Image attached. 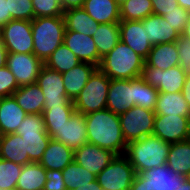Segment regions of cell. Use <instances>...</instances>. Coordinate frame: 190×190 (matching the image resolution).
Returning <instances> with one entry per match:
<instances>
[{
  "label": "cell",
  "mask_w": 190,
  "mask_h": 190,
  "mask_svg": "<svg viewBox=\"0 0 190 190\" xmlns=\"http://www.w3.org/2000/svg\"><path fill=\"white\" fill-rule=\"evenodd\" d=\"M87 142L109 150L115 155L125 153L127 143L123 137L119 116L107 108L85 115Z\"/></svg>",
  "instance_id": "6da1fadb"
},
{
  "label": "cell",
  "mask_w": 190,
  "mask_h": 190,
  "mask_svg": "<svg viewBox=\"0 0 190 190\" xmlns=\"http://www.w3.org/2000/svg\"><path fill=\"white\" fill-rule=\"evenodd\" d=\"M171 143L165 142L155 135L127 143L124 155L130 161L136 174L144 170L165 165Z\"/></svg>",
  "instance_id": "7a4b0ae2"
},
{
  "label": "cell",
  "mask_w": 190,
  "mask_h": 190,
  "mask_svg": "<svg viewBox=\"0 0 190 190\" xmlns=\"http://www.w3.org/2000/svg\"><path fill=\"white\" fill-rule=\"evenodd\" d=\"M145 59L121 40L104 57L98 68L110 79H135L140 77Z\"/></svg>",
  "instance_id": "3957f363"
},
{
  "label": "cell",
  "mask_w": 190,
  "mask_h": 190,
  "mask_svg": "<svg viewBox=\"0 0 190 190\" xmlns=\"http://www.w3.org/2000/svg\"><path fill=\"white\" fill-rule=\"evenodd\" d=\"M31 28L33 54L45 62L54 50L63 44L66 29L64 16L34 18Z\"/></svg>",
  "instance_id": "277c9868"
},
{
  "label": "cell",
  "mask_w": 190,
  "mask_h": 190,
  "mask_svg": "<svg viewBox=\"0 0 190 190\" xmlns=\"http://www.w3.org/2000/svg\"><path fill=\"white\" fill-rule=\"evenodd\" d=\"M110 78L97 68L73 100L75 111L83 115L103 110L107 105Z\"/></svg>",
  "instance_id": "5b68a950"
},
{
  "label": "cell",
  "mask_w": 190,
  "mask_h": 190,
  "mask_svg": "<svg viewBox=\"0 0 190 190\" xmlns=\"http://www.w3.org/2000/svg\"><path fill=\"white\" fill-rule=\"evenodd\" d=\"M24 140L25 154L39 163L51 137L46 131L43 114H27L16 131Z\"/></svg>",
  "instance_id": "8992f818"
},
{
  "label": "cell",
  "mask_w": 190,
  "mask_h": 190,
  "mask_svg": "<svg viewBox=\"0 0 190 190\" xmlns=\"http://www.w3.org/2000/svg\"><path fill=\"white\" fill-rule=\"evenodd\" d=\"M185 180L165 164L136 174L130 190H180Z\"/></svg>",
  "instance_id": "52a82bcc"
},
{
  "label": "cell",
  "mask_w": 190,
  "mask_h": 190,
  "mask_svg": "<svg viewBox=\"0 0 190 190\" xmlns=\"http://www.w3.org/2000/svg\"><path fill=\"white\" fill-rule=\"evenodd\" d=\"M155 116L154 110H148L137 105L128 108L119 115L126 143L152 135Z\"/></svg>",
  "instance_id": "ba28073f"
},
{
  "label": "cell",
  "mask_w": 190,
  "mask_h": 190,
  "mask_svg": "<svg viewBox=\"0 0 190 190\" xmlns=\"http://www.w3.org/2000/svg\"><path fill=\"white\" fill-rule=\"evenodd\" d=\"M135 175L130 161L122 154L115 155L96 180L103 190H130Z\"/></svg>",
  "instance_id": "9c48e42d"
},
{
  "label": "cell",
  "mask_w": 190,
  "mask_h": 190,
  "mask_svg": "<svg viewBox=\"0 0 190 190\" xmlns=\"http://www.w3.org/2000/svg\"><path fill=\"white\" fill-rule=\"evenodd\" d=\"M1 41L8 53H33L31 21L10 20L1 27Z\"/></svg>",
  "instance_id": "30bf717a"
},
{
  "label": "cell",
  "mask_w": 190,
  "mask_h": 190,
  "mask_svg": "<svg viewBox=\"0 0 190 190\" xmlns=\"http://www.w3.org/2000/svg\"><path fill=\"white\" fill-rule=\"evenodd\" d=\"M52 140L61 142L73 152L87 143V125L85 115L74 111L71 117L58 128H46Z\"/></svg>",
  "instance_id": "8fae6325"
},
{
  "label": "cell",
  "mask_w": 190,
  "mask_h": 190,
  "mask_svg": "<svg viewBox=\"0 0 190 190\" xmlns=\"http://www.w3.org/2000/svg\"><path fill=\"white\" fill-rule=\"evenodd\" d=\"M186 77L187 72L180 66H174L166 70L144 67L140 75L144 82L163 93L182 92Z\"/></svg>",
  "instance_id": "7c38bea8"
},
{
  "label": "cell",
  "mask_w": 190,
  "mask_h": 190,
  "mask_svg": "<svg viewBox=\"0 0 190 190\" xmlns=\"http://www.w3.org/2000/svg\"><path fill=\"white\" fill-rule=\"evenodd\" d=\"M36 83L44 94V107L74 105L73 101L66 95L62 73L49 69L44 65Z\"/></svg>",
  "instance_id": "4fadbf2b"
},
{
  "label": "cell",
  "mask_w": 190,
  "mask_h": 190,
  "mask_svg": "<svg viewBox=\"0 0 190 190\" xmlns=\"http://www.w3.org/2000/svg\"><path fill=\"white\" fill-rule=\"evenodd\" d=\"M6 66L21 87L36 83L44 62L33 53H8Z\"/></svg>",
  "instance_id": "5bb4252c"
},
{
  "label": "cell",
  "mask_w": 190,
  "mask_h": 190,
  "mask_svg": "<svg viewBox=\"0 0 190 190\" xmlns=\"http://www.w3.org/2000/svg\"><path fill=\"white\" fill-rule=\"evenodd\" d=\"M153 135L168 143L190 139V116L156 115Z\"/></svg>",
  "instance_id": "9a60e30c"
},
{
  "label": "cell",
  "mask_w": 190,
  "mask_h": 190,
  "mask_svg": "<svg viewBox=\"0 0 190 190\" xmlns=\"http://www.w3.org/2000/svg\"><path fill=\"white\" fill-rule=\"evenodd\" d=\"M135 106L134 79H110L106 108L116 115Z\"/></svg>",
  "instance_id": "2e32d148"
},
{
  "label": "cell",
  "mask_w": 190,
  "mask_h": 190,
  "mask_svg": "<svg viewBox=\"0 0 190 190\" xmlns=\"http://www.w3.org/2000/svg\"><path fill=\"white\" fill-rule=\"evenodd\" d=\"M115 157L109 150L86 143L74 151V161L96 176L103 171Z\"/></svg>",
  "instance_id": "e0dca14e"
},
{
  "label": "cell",
  "mask_w": 190,
  "mask_h": 190,
  "mask_svg": "<svg viewBox=\"0 0 190 190\" xmlns=\"http://www.w3.org/2000/svg\"><path fill=\"white\" fill-rule=\"evenodd\" d=\"M119 28L120 40L146 59L152 48L147 39L146 26H143L141 21L121 20Z\"/></svg>",
  "instance_id": "ac0fdd59"
},
{
  "label": "cell",
  "mask_w": 190,
  "mask_h": 190,
  "mask_svg": "<svg viewBox=\"0 0 190 190\" xmlns=\"http://www.w3.org/2000/svg\"><path fill=\"white\" fill-rule=\"evenodd\" d=\"M63 43L81 60L99 66L101 59L90 35L65 30Z\"/></svg>",
  "instance_id": "d6986e66"
},
{
  "label": "cell",
  "mask_w": 190,
  "mask_h": 190,
  "mask_svg": "<svg viewBox=\"0 0 190 190\" xmlns=\"http://www.w3.org/2000/svg\"><path fill=\"white\" fill-rule=\"evenodd\" d=\"M141 22L143 26H146L147 39L152 46L175 42L180 36L163 16L150 14Z\"/></svg>",
  "instance_id": "ffe728a7"
},
{
  "label": "cell",
  "mask_w": 190,
  "mask_h": 190,
  "mask_svg": "<svg viewBox=\"0 0 190 190\" xmlns=\"http://www.w3.org/2000/svg\"><path fill=\"white\" fill-rule=\"evenodd\" d=\"M97 68L98 66L92 63L81 62L74 66L71 70L62 73L66 95L72 101L81 92Z\"/></svg>",
  "instance_id": "44dd1931"
},
{
  "label": "cell",
  "mask_w": 190,
  "mask_h": 190,
  "mask_svg": "<svg viewBox=\"0 0 190 190\" xmlns=\"http://www.w3.org/2000/svg\"><path fill=\"white\" fill-rule=\"evenodd\" d=\"M27 113L13 96L0 98V125L3 135L16 133Z\"/></svg>",
  "instance_id": "7402d4cb"
},
{
  "label": "cell",
  "mask_w": 190,
  "mask_h": 190,
  "mask_svg": "<svg viewBox=\"0 0 190 190\" xmlns=\"http://www.w3.org/2000/svg\"><path fill=\"white\" fill-rule=\"evenodd\" d=\"M73 157L74 152L69 147L61 142L51 139L39 164L46 170L62 171L74 160Z\"/></svg>",
  "instance_id": "603a6c76"
},
{
  "label": "cell",
  "mask_w": 190,
  "mask_h": 190,
  "mask_svg": "<svg viewBox=\"0 0 190 190\" xmlns=\"http://www.w3.org/2000/svg\"><path fill=\"white\" fill-rule=\"evenodd\" d=\"M12 96L27 114H43L45 99L37 83L19 87Z\"/></svg>",
  "instance_id": "cb8c5ba5"
},
{
  "label": "cell",
  "mask_w": 190,
  "mask_h": 190,
  "mask_svg": "<svg viewBox=\"0 0 190 190\" xmlns=\"http://www.w3.org/2000/svg\"><path fill=\"white\" fill-rule=\"evenodd\" d=\"M179 66L178 50L175 42L153 45L144 67H155L162 70Z\"/></svg>",
  "instance_id": "d4e9b609"
},
{
  "label": "cell",
  "mask_w": 190,
  "mask_h": 190,
  "mask_svg": "<svg viewBox=\"0 0 190 190\" xmlns=\"http://www.w3.org/2000/svg\"><path fill=\"white\" fill-rule=\"evenodd\" d=\"M84 10L99 24L120 22V6L115 0H85Z\"/></svg>",
  "instance_id": "484cf974"
},
{
  "label": "cell",
  "mask_w": 190,
  "mask_h": 190,
  "mask_svg": "<svg viewBox=\"0 0 190 190\" xmlns=\"http://www.w3.org/2000/svg\"><path fill=\"white\" fill-rule=\"evenodd\" d=\"M154 112L156 115L190 116V107L182 92H159Z\"/></svg>",
  "instance_id": "4316f807"
},
{
  "label": "cell",
  "mask_w": 190,
  "mask_h": 190,
  "mask_svg": "<svg viewBox=\"0 0 190 190\" xmlns=\"http://www.w3.org/2000/svg\"><path fill=\"white\" fill-rule=\"evenodd\" d=\"M0 158L24 166L32 163L25 154L24 140L17 133L3 135L0 138Z\"/></svg>",
  "instance_id": "83f0119b"
},
{
  "label": "cell",
  "mask_w": 190,
  "mask_h": 190,
  "mask_svg": "<svg viewBox=\"0 0 190 190\" xmlns=\"http://www.w3.org/2000/svg\"><path fill=\"white\" fill-rule=\"evenodd\" d=\"M63 16L66 27L65 30L93 36L99 25L83 7L66 9L64 10Z\"/></svg>",
  "instance_id": "f1b7e54d"
},
{
  "label": "cell",
  "mask_w": 190,
  "mask_h": 190,
  "mask_svg": "<svg viewBox=\"0 0 190 190\" xmlns=\"http://www.w3.org/2000/svg\"><path fill=\"white\" fill-rule=\"evenodd\" d=\"M92 37L101 59L120 41L119 22L99 24Z\"/></svg>",
  "instance_id": "f546056e"
},
{
  "label": "cell",
  "mask_w": 190,
  "mask_h": 190,
  "mask_svg": "<svg viewBox=\"0 0 190 190\" xmlns=\"http://www.w3.org/2000/svg\"><path fill=\"white\" fill-rule=\"evenodd\" d=\"M46 169L39 163H29L22 167L16 190H43L46 183Z\"/></svg>",
  "instance_id": "4dcf8cb0"
},
{
  "label": "cell",
  "mask_w": 190,
  "mask_h": 190,
  "mask_svg": "<svg viewBox=\"0 0 190 190\" xmlns=\"http://www.w3.org/2000/svg\"><path fill=\"white\" fill-rule=\"evenodd\" d=\"M166 164L175 172L186 176L190 171V139L171 143Z\"/></svg>",
  "instance_id": "1f68e13d"
},
{
  "label": "cell",
  "mask_w": 190,
  "mask_h": 190,
  "mask_svg": "<svg viewBox=\"0 0 190 190\" xmlns=\"http://www.w3.org/2000/svg\"><path fill=\"white\" fill-rule=\"evenodd\" d=\"M79 63L81 60L63 43L46 59L44 65L59 73H65Z\"/></svg>",
  "instance_id": "d6a6232c"
},
{
  "label": "cell",
  "mask_w": 190,
  "mask_h": 190,
  "mask_svg": "<svg viewBox=\"0 0 190 190\" xmlns=\"http://www.w3.org/2000/svg\"><path fill=\"white\" fill-rule=\"evenodd\" d=\"M62 176L67 190H75L90 185L97 177L95 174L88 172L77 164L74 160L62 170Z\"/></svg>",
  "instance_id": "836d02e7"
},
{
  "label": "cell",
  "mask_w": 190,
  "mask_h": 190,
  "mask_svg": "<svg viewBox=\"0 0 190 190\" xmlns=\"http://www.w3.org/2000/svg\"><path fill=\"white\" fill-rule=\"evenodd\" d=\"M153 14L151 0H128L120 6V20L141 21Z\"/></svg>",
  "instance_id": "e575fe53"
},
{
  "label": "cell",
  "mask_w": 190,
  "mask_h": 190,
  "mask_svg": "<svg viewBox=\"0 0 190 190\" xmlns=\"http://www.w3.org/2000/svg\"><path fill=\"white\" fill-rule=\"evenodd\" d=\"M159 91L144 82L140 77L134 79L135 105L154 110Z\"/></svg>",
  "instance_id": "d590c367"
},
{
  "label": "cell",
  "mask_w": 190,
  "mask_h": 190,
  "mask_svg": "<svg viewBox=\"0 0 190 190\" xmlns=\"http://www.w3.org/2000/svg\"><path fill=\"white\" fill-rule=\"evenodd\" d=\"M75 111L74 105L44 107L43 117L45 128H58L68 120Z\"/></svg>",
  "instance_id": "8d00e7d4"
},
{
  "label": "cell",
  "mask_w": 190,
  "mask_h": 190,
  "mask_svg": "<svg viewBox=\"0 0 190 190\" xmlns=\"http://www.w3.org/2000/svg\"><path fill=\"white\" fill-rule=\"evenodd\" d=\"M22 167L20 164L0 158V188L16 190Z\"/></svg>",
  "instance_id": "74e56055"
},
{
  "label": "cell",
  "mask_w": 190,
  "mask_h": 190,
  "mask_svg": "<svg viewBox=\"0 0 190 190\" xmlns=\"http://www.w3.org/2000/svg\"><path fill=\"white\" fill-rule=\"evenodd\" d=\"M34 17L63 16L60 0H32Z\"/></svg>",
  "instance_id": "f35d334b"
},
{
  "label": "cell",
  "mask_w": 190,
  "mask_h": 190,
  "mask_svg": "<svg viewBox=\"0 0 190 190\" xmlns=\"http://www.w3.org/2000/svg\"><path fill=\"white\" fill-rule=\"evenodd\" d=\"M9 12L13 20H29L34 17L32 0H7Z\"/></svg>",
  "instance_id": "ab89813d"
},
{
  "label": "cell",
  "mask_w": 190,
  "mask_h": 190,
  "mask_svg": "<svg viewBox=\"0 0 190 190\" xmlns=\"http://www.w3.org/2000/svg\"><path fill=\"white\" fill-rule=\"evenodd\" d=\"M163 18L169 22L173 29L182 35L184 28L190 19V11L178 6L176 7V10H172L171 12H167L166 15H163Z\"/></svg>",
  "instance_id": "60d3db41"
},
{
  "label": "cell",
  "mask_w": 190,
  "mask_h": 190,
  "mask_svg": "<svg viewBox=\"0 0 190 190\" xmlns=\"http://www.w3.org/2000/svg\"><path fill=\"white\" fill-rule=\"evenodd\" d=\"M20 86L7 66L0 68V98L12 96Z\"/></svg>",
  "instance_id": "b9f144b4"
},
{
  "label": "cell",
  "mask_w": 190,
  "mask_h": 190,
  "mask_svg": "<svg viewBox=\"0 0 190 190\" xmlns=\"http://www.w3.org/2000/svg\"><path fill=\"white\" fill-rule=\"evenodd\" d=\"M175 44L178 50L179 66L185 72H188L190 64V38L180 35L175 40Z\"/></svg>",
  "instance_id": "7bdbcfd3"
},
{
  "label": "cell",
  "mask_w": 190,
  "mask_h": 190,
  "mask_svg": "<svg viewBox=\"0 0 190 190\" xmlns=\"http://www.w3.org/2000/svg\"><path fill=\"white\" fill-rule=\"evenodd\" d=\"M46 180L43 190H67L62 171L46 170Z\"/></svg>",
  "instance_id": "ee69618b"
},
{
  "label": "cell",
  "mask_w": 190,
  "mask_h": 190,
  "mask_svg": "<svg viewBox=\"0 0 190 190\" xmlns=\"http://www.w3.org/2000/svg\"><path fill=\"white\" fill-rule=\"evenodd\" d=\"M153 7V14L156 15H166L167 12L176 10L179 6L178 0H151Z\"/></svg>",
  "instance_id": "f6af8a7d"
},
{
  "label": "cell",
  "mask_w": 190,
  "mask_h": 190,
  "mask_svg": "<svg viewBox=\"0 0 190 190\" xmlns=\"http://www.w3.org/2000/svg\"><path fill=\"white\" fill-rule=\"evenodd\" d=\"M11 18L7 0H0V27L6 25Z\"/></svg>",
  "instance_id": "bcb514c9"
},
{
  "label": "cell",
  "mask_w": 190,
  "mask_h": 190,
  "mask_svg": "<svg viewBox=\"0 0 190 190\" xmlns=\"http://www.w3.org/2000/svg\"><path fill=\"white\" fill-rule=\"evenodd\" d=\"M85 0H60L64 10L69 8L82 7Z\"/></svg>",
  "instance_id": "7dc6e473"
},
{
  "label": "cell",
  "mask_w": 190,
  "mask_h": 190,
  "mask_svg": "<svg viewBox=\"0 0 190 190\" xmlns=\"http://www.w3.org/2000/svg\"><path fill=\"white\" fill-rule=\"evenodd\" d=\"M182 93H183L184 99L186 100L187 104L190 107V76L188 75L183 85Z\"/></svg>",
  "instance_id": "c3c4849f"
},
{
  "label": "cell",
  "mask_w": 190,
  "mask_h": 190,
  "mask_svg": "<svg viewBox=\"0 0 190 190\" xmlns=\"http://www.w3.org/2000/svg\"><path fill=\"white\" fill-rule=\"evenodd\" d=\"M7 55H8L7 49L4 47L3 43L0 42V68L6 66Z\"/></svg>",
  "instance_id": "681fc988"
},
{
  "label": "cell",
  "mask_w": 190,
  "mask_h": 190,
  "mask_svg": "<svg viewBox=\"0 0 190 190\" xmlns=\"http://www.w3.org/2000/svg\"><path fill=\"white\" fill-rule=\"evenodd\" d=\"M75 190H103L97 180L90 183V185H87L85 187L77 188Z\"/></svg>",
  "instance_id": "f907efd6"
},
{
  "label": "cell",
  "mask_w": 190,
  "mask_h": 190,
  "mask_svg": "<svg viewBox=\"0 0 190 190\" xmlns=\"http://www.w3.org/2000/svg\"><path fill=\"white\" fill-rule=\"evenodd\" d=\"M178 4L183 9L190 11V0H178Z\"/></svg>",
  "instance_id": "816d5d0a"
},
{
  "label": "cell",
  "mask_w": 190,
  "mask_h": 190,
  "mask_svg": "<svg viewBox=\"0 0 190 190\" xmlns=\"http://www.w3.org/2000/svg\"><path fill=\"white\" fill-rule=\"evenodd\" d=\"M182 35L190 38V19L186 24V27L184 28V32L182 33Z\"/></svg>",
  "instance_id": "f5cc1de1"
},
{
  "label": "cell",
  "mask_w": 190,
  "mask_h": 190,
  "mask_svg": "<svg viewBox=\"0 0 190 190\" xmlns=\"http://www.w3.org/2000/svg\"><path fill=\"white\" fill-rule=\"evenodd\" d=\"M180 190H190V182H188L187 180H185L182 184V187L180 188Z\"/></svg>",
  "instance_id": "db71d44e"
},
{
  "label": "cell",
  "mask_w": 190,
  "mask_h": 190,
  "mask_svg": "<svg viewBox=\"0 0 190 190\" xmlns=\"http://www.w3.org/2000/svg\"><path fill=\"white\" fill-rule=\"evenodd\" d=\"M116 3L121 6L122 4H124L125 2H127L128 0H115Z\"/></svg>",
  "instance_id": "11a10c76"
},
{
  "label": "cell",
  "mask_w": 190,
  "mask_h": 190,
  "mask_svg": "<svg viewBox=\"0 0 190 190\" xmlns=\"http://www.w3.org/2000/svg\"><path fill=\"white\" fill-rule=\"evenodd\" d=\"M186 180H187L188 182H190V171H189L188 174L186 175Z\"/></svg>",
  "instance_id": "9f6ffc18"
},
{
  "label": "cell",
  "mask_w": 190,
  "mask_h": 190,
  "mask_svg": "<svg viewBox=\"0 0 190 190\" xmlns=\"http://www.w3.org/2000/svg\"><path fill=\"white\" fill-rule=\"evenodd\" d=\"M3 136V132H2V128H1V125H0V138Z\"/></svg>",
  "instance_id": "6f0895ef"
},
{
  "label": "cell",
  "mask_w": 190,
  "mask_h": 190,
  "mask_svg": "<svg viewBox=\"0 0 190 190\" xmlns=\"http://www.w3.org/2000/svg\"><path fill=\"white\" fill-rule=\"evenodd\" d=\"M187 75L190 76V64H189V70L187 72Z\"/></svg>",
  "instance_id": "680465c9"
},
{
  "label": "cell",
  "mask_w": 190,
  "mask_h": 190,
  "mask_svg": "<svg viewBox=\"0 0 190 190\" xmlns=\"http://www.w3.org/2000/svg\"><path fill=\"white\" fill-rule=\"evenodd\" d=\"M0 42H2V41H1V27H0Z\"/></svg>",
  "instance_id": "91938a15"
}]
</instances>
